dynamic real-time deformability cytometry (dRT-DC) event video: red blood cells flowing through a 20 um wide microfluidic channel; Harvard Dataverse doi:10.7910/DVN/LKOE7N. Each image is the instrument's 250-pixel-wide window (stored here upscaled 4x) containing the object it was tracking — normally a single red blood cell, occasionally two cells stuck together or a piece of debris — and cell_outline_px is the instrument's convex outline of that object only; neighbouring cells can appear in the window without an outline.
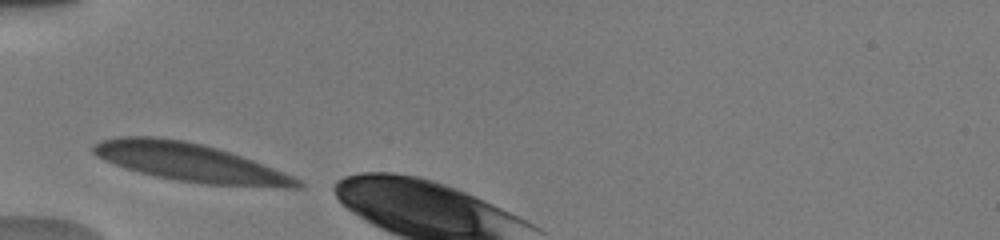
{"species": "human", "species_latin": "Homo sapiens", "temperature_condition": "warm", "stored_images_in_passage": 2, "camera_frame_rate_fps": 3000, "um_per_image_px": 0.085, "donor": {"sex": "male"}, "frame": {"image": 1, "passage_image": 1, "time_ms": 0.0, "image_size_px": [1000, 240], "cell_outline_px": [[304, 188], [280, 188], [204, 184], [176, 180], [156, 176], [124, 168], [104, 160], [96, 156], [92, 152], [92, 144], [100, 140], [120, 136], [156, 136], [184, 140], [216, 148], [252, 160], [292, 176], [300, 180], [304, 184]], "centroid_in_image_um": [16.12, 13.81], "position_along_channel_um": 68.9, "area_um2": 45.43}}